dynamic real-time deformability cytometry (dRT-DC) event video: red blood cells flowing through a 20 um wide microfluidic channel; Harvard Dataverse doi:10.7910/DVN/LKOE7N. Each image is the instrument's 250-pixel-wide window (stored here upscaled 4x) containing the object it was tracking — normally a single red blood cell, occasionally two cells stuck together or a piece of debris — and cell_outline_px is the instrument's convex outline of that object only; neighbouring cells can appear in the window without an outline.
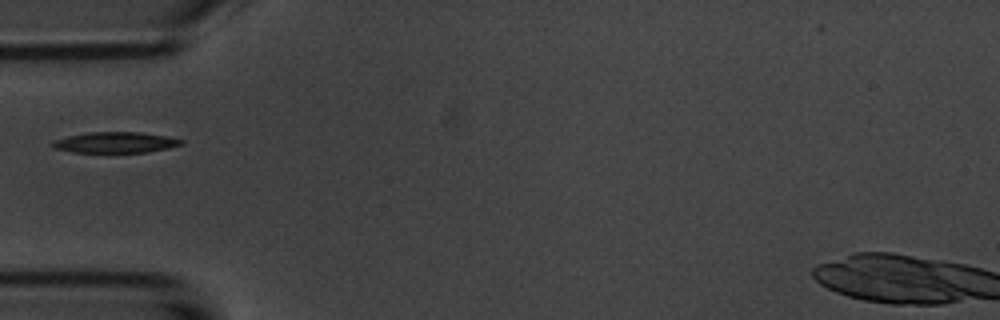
{"species": "common noctule bat (a hibernating species)", "species_latin": "Nyctalus noctula", "temperature_condition": "room temperature", "stored_images_in_passage": 6, "camera_frame_rate_fps": 3000, "um_per_image_px": 0.085, "animal": {"sex": "male", "body_mass_g": 20.1, "forearm_length_mm": 53.5}, "frame": {"image": 1, "passage_image": 1, "time_ms": 0.0, "image_size_px": [1000, 320], "cell_outline_px": [[184, 144], [168, 148], [148, 152], [72, 152], [52, 148], [48, 144], [52, 140], [68, 136], [92, 132], [140, 132], [164, 136], [184, 140]], "centroid_in_image_um": [9.75, 12.11], "position_along_channel_um": 75.2, "area_um2": 15.66}}
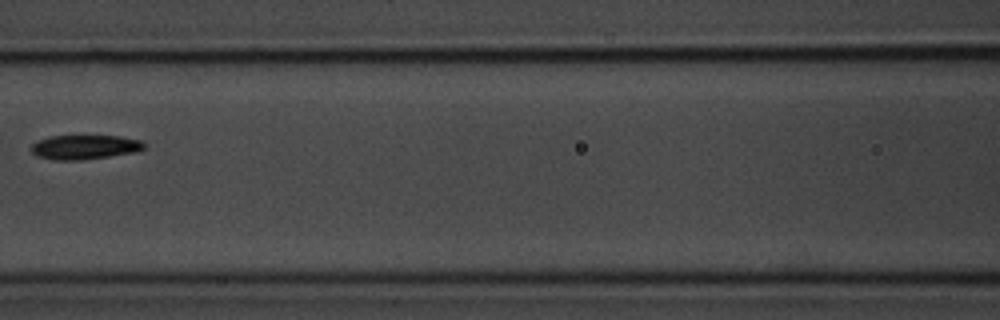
{"frame": {"image": 2, "passage_image": 3, "time_ms": 2.333, "image_size_px": [1000, 320], "cell_outline_px": [[148, 144], [144, 148], [136, 152], [84, 160], [52, 160], [36, 156], [32, 152], [32, 144], [36, 140], [48, 136], [120, 136], [140, 140]], "centroid_in_image_um": [7.2, 12.5], "position_along_channel_um": 159.4, "area_um2": 16.24}}
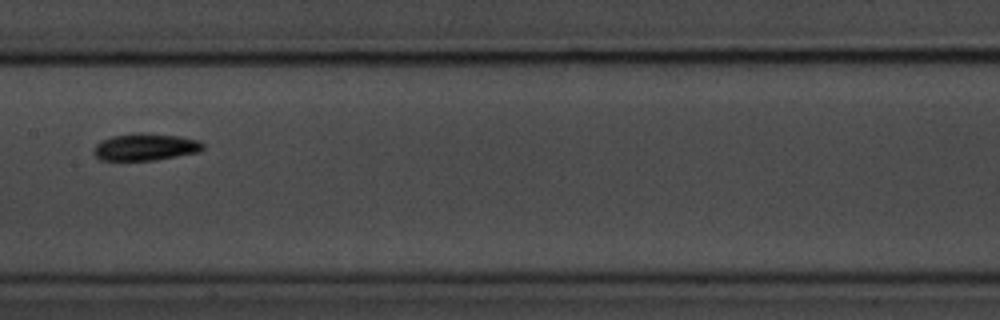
{"frame": {"image": 3, "passage_image": 4, "time_ms": 3.333, "image_size_px": [1000, 320], "cell_outline_px": [[204, 148], [200, 152], [152, 160], [100, 160], [92, 152], [92, 148], [100, 140], [112, 136], [140, 132], [180, 136], [200, 140], [204, 144]], "centroid_in_image_um": [12.35, 12.48], "position_along_channel_um": 195.1, "area_um2": 17.4}}